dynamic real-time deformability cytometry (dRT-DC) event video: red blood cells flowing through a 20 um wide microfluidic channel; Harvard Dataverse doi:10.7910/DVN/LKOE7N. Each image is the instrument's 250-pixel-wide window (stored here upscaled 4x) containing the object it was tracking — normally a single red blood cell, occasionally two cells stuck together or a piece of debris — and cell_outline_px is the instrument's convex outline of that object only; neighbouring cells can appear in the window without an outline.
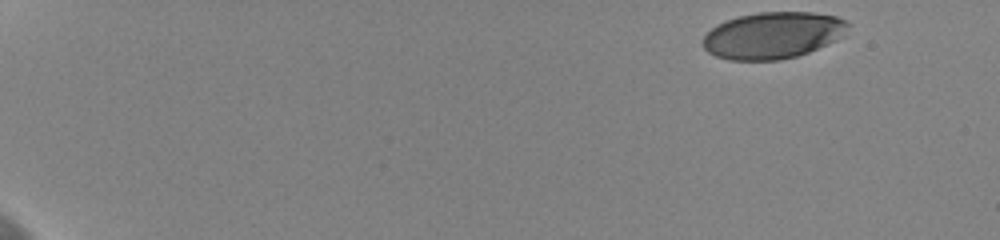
{"species": "human", "species_latin": "Homo sapiens", "temperature_condition": "cold", "stored_images_in_passage": 47, "camera_frame_rate_fps": 3000, "um_per_image_px": 0.085, "donor": {"sex": "female"}, "frame": {"image": 1, "passage_image": 1, "time_ms": 0.0, "image_size_px": [1000, 240], "cell_outline_px": [[848, 24], [836, 40], [828, 44], [808, 52], [796, 56], [780, 60], [728, 60], [716, 56], [708, 52], [704, 48], [704, 36], [716, 24], [740, 16], [756, 12], [812, 12], [836, 16], [844, 20]], "centroid_in_image_um": [65.66, 3.0], "position_along_channel_um": 19.3, "area_um2": 39.02}}
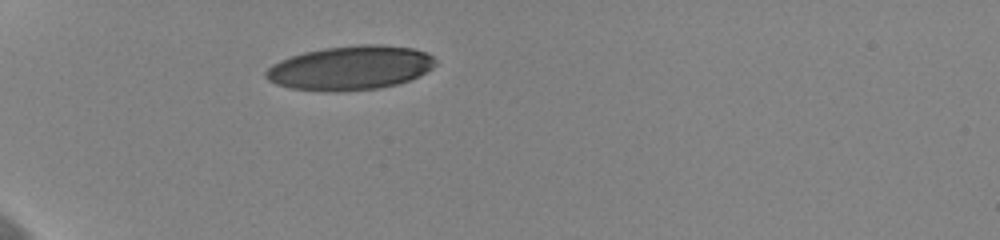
{"frame": {"image": 2, "passage_image": 15, "time_ms": 4.667, "image_size_px": [1000, 240], "cell_outline_px": [[436, 64], [432, 68], [420, 76], [396, 84], [380, 88], [336, 92], [328, 92], [288, 88], [276, 84], [268, 80], [264, 76], [264, 72], [272, 64], [280, 60], [304, 52], [324, 48], [360, 44], [380, 44], [412, 48], [428, 52], [436, 60]], "centroid_in_image_um": [29.77, 5.77], "position_along_channel_um": 55.2, "area_um2": 43.93}}
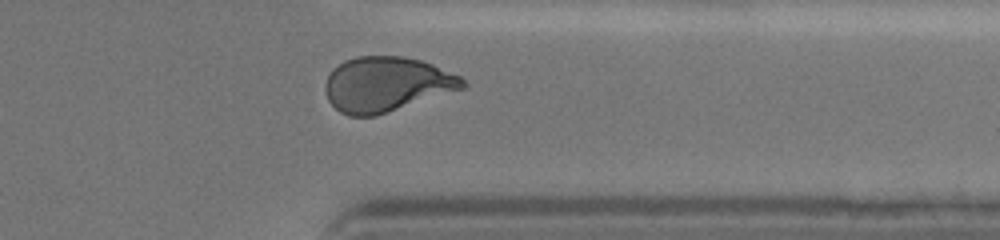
{"frame": {"image": 3, "passage_image": 44, "time_ms": 14.333, "image_size_px": [1000, 240], "cell_outline_px": [[468, 84], [464, 88], [376, 116], [348, 116], [340, 112], [328, 100], [324, 88], [324, 84], [332, 68], [344, 60], [356, 56], [404, 56], [420, 60], [432, 64], [460, 76]], "centroid_in_image_um": [32.82, 7.16], "position_along_channel_um": 378.6, "area_um2": 44.04}, "authors_computed_cell_mechanics": {"area_um2": 43.928, "velocity_mm_per_s": 3.6314, "shape_relaxation_time_tau1_ms": 5.3196, "shape_relaxation_time_tau2_ms": 1.0604, "deformation_change_tau1": 0.1923, "deformation_change_tau2": 0.0686}}